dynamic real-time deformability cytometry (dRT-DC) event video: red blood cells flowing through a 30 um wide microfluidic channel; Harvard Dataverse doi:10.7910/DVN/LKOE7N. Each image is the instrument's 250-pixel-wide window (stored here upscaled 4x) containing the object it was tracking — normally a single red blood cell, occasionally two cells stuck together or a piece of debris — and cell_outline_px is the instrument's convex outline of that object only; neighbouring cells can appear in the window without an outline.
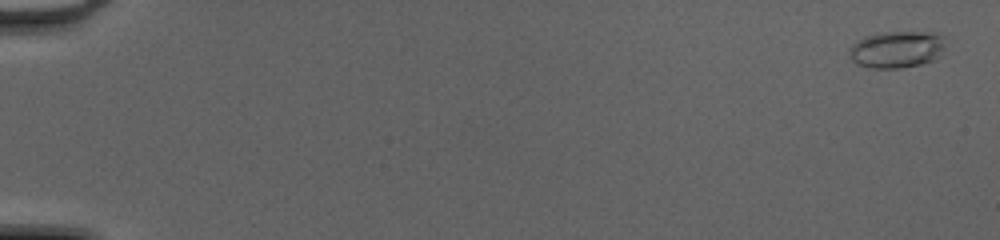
{"species": "common noctule bat (a hibernating species)", "species_latin": "Nyctalus noctula", "temperature_condition": "cold", "stored_images_in_passage": 51, "camera_frame_rate_fps": 3000, "um_per_image_px": 0.085, "animal": {"sex": "female", "body_mass_g": 20.0, "forearm_length_mm": 54.0}, "frame": {"image": 1, "passage_image": 2, "time_ms": 0.333, "image_size_px": [1000, 240], "cell_outline_px": [[940, 48], [932, 60], [920, 64], [896, 68], [876, 68], [860, 64], [852, 60], [852, 48], [860, 40], [868, 36], [888, 32], [920, 32], [936, 36], [940, 44]], "centroid_in_image_um": [76.13, 4.22], "position_along_channel_um": 8.9, "area_um2": 18.84}}
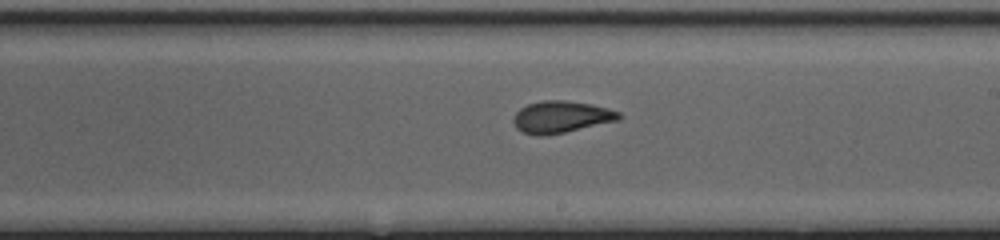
{"frame": {"image": 2, "passage_image": 32, "time_ms": 10.333, "image_size_px": [1000, 240], "cell_outline_px": [[620, 120], [564, 132], [544, 136], [536, 136], [524, 132], [516, 128], [512, 120], [516, 112], [520, 108], [528, 104], [544, 100], [564, 100], [588, 104], [608, 108], [620, 112]], "centroid_in_image_um": [47.67, 9.94], "position_along_channel_um": 241.3, "area_um2": 19.48}}
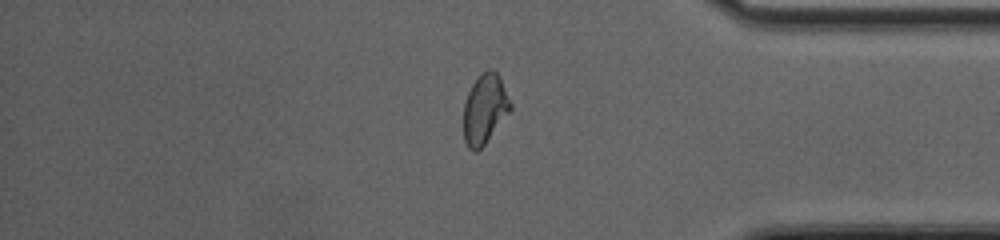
{"frame": {"image": 3, "passage_image": 44, "time_ms": 14.333, "image_size_px": [1000, 240], "cell_outline_px": [[512, 108], [484, 144], [476, 152], [472, 152], [468, 148], [464, 140], [464, 104], [468, 92], [472, 84], [488, 68], [492, 68], [500, 76], [512, 104]], "centroid_in_image_um": [41.2, 9.26], "position_along_channel_um": 394.0, "area_um2": 18.84}, "authors_computed_cell_mechanics": {"area_um2": 19.0162, "velocity_mm_per_s": 4.2245, "shape_relaxation_time_tau1_ms": null, "shape_relaxation_time_tau2_ms": 1.025, "deformation_change_tau1": null, "deformation_change_tau2": 0.0722}}